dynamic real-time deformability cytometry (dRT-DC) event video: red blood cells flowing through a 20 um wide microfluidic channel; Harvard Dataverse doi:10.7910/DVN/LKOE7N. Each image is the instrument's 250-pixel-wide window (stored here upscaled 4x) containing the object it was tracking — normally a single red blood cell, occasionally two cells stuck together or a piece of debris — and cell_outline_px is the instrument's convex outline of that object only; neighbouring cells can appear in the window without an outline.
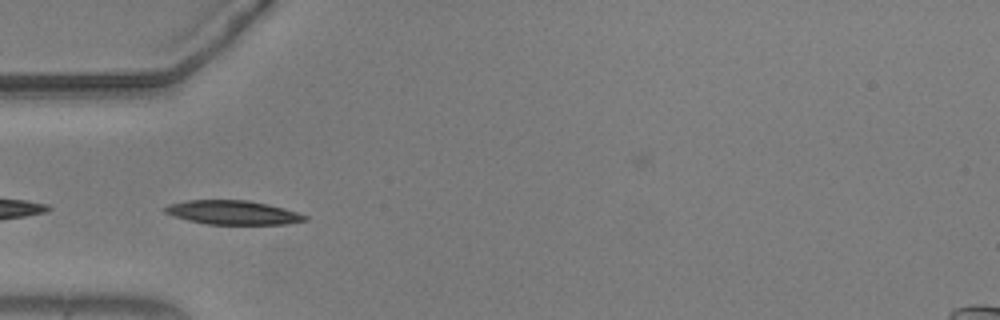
{"species": "common noctule bat (a hibernating species)", "species_latin": "Nyctalus noctula", "temperature_condition": "warm", "stored_images_in_passage": 15, "camera_frame_rate_fps": 3000, "um_per_image_px": 0.085, "animal": {"sex": "male", "body_mass_g": 20.5, "forearm_length_mm": 52.5}, "frame": {"image": 1, "passage_image": 5, "time_ms": 1.333, "image_size_px": [1000, 320], "cell_outline_px": [[308, 220], [288, 224], [208, 224], [188, 220], [164, 212], [164, 208], [168, 204], [188, 200], [248, 200], [268, 204], [284, 208], [308, 216]], "centroid_in_image_um": [19.82, 18.06], "position_along_channel_um": 65.2, "area_um2": 19.48}}